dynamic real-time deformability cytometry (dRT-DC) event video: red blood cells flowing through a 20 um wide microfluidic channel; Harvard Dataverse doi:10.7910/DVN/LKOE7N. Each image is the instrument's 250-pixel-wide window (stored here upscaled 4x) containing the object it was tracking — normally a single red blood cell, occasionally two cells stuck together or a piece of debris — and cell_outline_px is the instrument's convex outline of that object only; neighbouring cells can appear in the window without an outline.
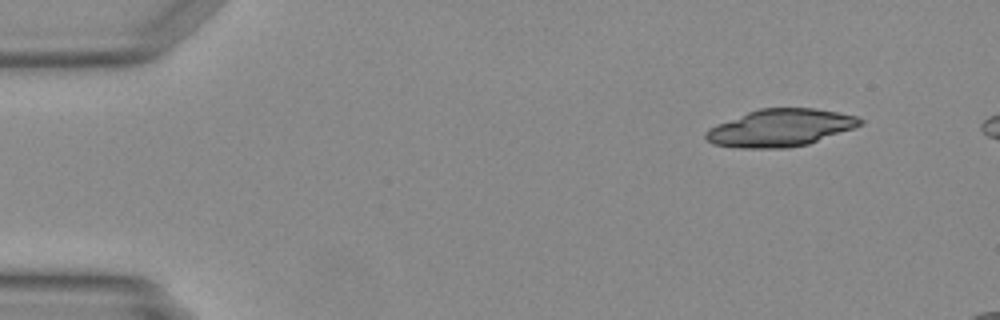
{"species": "Egyptian fruit bat (a non-hibernating species)", "species_latin": "Rousettus aegyptiacus", "temperature_condition": "warm", "stored_images_in_passage": 11, "camera_frame_rate_fps": 3000, "um_per_image_px": 0.085, "animal": {"sex": "female"}, "frame": {"image": 1, "passage_image": 1, "time_ms": 0.0, "image_size_px": [1000, 320], "cell_outline_px": [[864, 124], [808, 144], [788, 148], [740, 148], [712, 144], [704, 136], [704, 132], [708, 128], [716, 124], [748, 112], [760, 108], [812, 108], [836, 112], [856, 116], [864, 120]], "centroid_in_image_um": [66.3, 10.87], "position_along_channel_um": 18.7, "area_um2": 33.47}}